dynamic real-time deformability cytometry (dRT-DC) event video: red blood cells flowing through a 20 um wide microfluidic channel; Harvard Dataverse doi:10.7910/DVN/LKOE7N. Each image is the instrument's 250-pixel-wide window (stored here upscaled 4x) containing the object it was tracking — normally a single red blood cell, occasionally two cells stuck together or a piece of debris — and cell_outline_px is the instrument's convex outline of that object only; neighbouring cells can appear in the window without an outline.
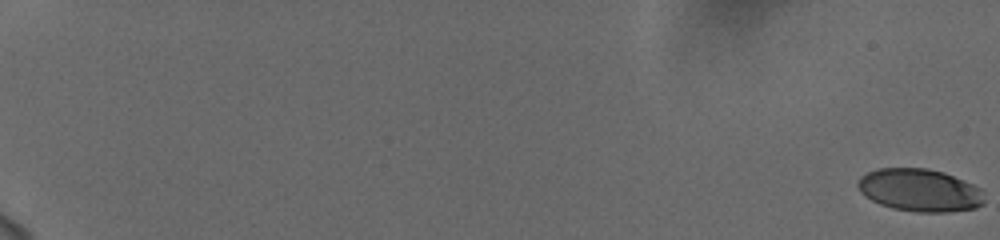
{"species": "human", "species_latin": "Homo sapiens", "temperature_condition": "cold", "stored_images_in_passage": 60, "camera_frame_rate_fps": 3000, "um_per_image_px": 0.085, "donor": {"sex": "female"}, "frame": {"image": 1, "passage_image": 1, "time_ms": 0.0, "image_size_px": [1000, 240], "cell_outline_px": [[984, 204], [976, 208], [948, 212], [916, 212], [892, 208], [880, 204], [864, 196], [860, 192], [856, 184], [860, 176], [876, 168], [928, 168], [944, 172], [964, 180], [980, 188], [984, 192]], "centroid_in_image_um": [78.18, 16.16], "position_along_channel_um": 6.8, "area_um2": 31.79}}
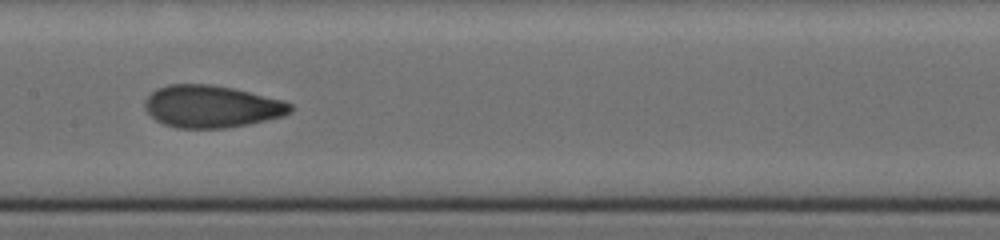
{"frame": {"image": 2, "passage_image": 35, "time_ms": 11.333, "image_size_px": [1000, 240], "cell_outline_px": [[292, 112], [284, 116], [248, 124], [224, 128], [176, 128], [164, 124], [156, 120], [144, 108], [144, 100], [156, 88], [168, 84], [212, 84], [232, 88], [284, 100], [292, 104]], "centroid_in_image_um": [17.98, 9.05], "position_along_channel_um": 189.4, "area_um2": 35.95}}
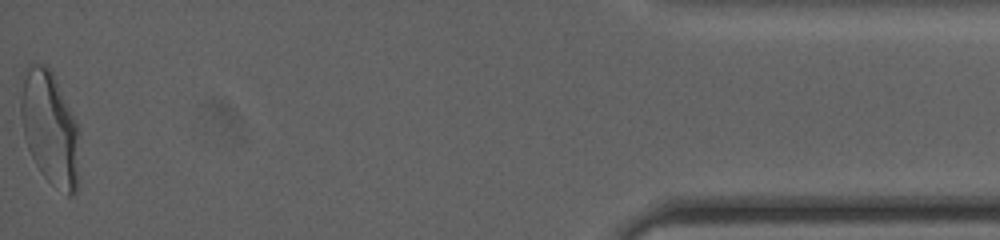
{"frame": {"image": 3, "passage_image": 60, "time_ms": 19.667, "image_size_px": [1000, 240], "cell_outline_px": [[80, 132], [76, 192], [72, 196], [68, 196], [48, 180], [40, 172], [28, 148], [24, 136], [20, 116], [20, 72], [28, 64], [44, 64], [52, 72], [80, 128]], "centroid_in_image_um": [4.21, 10.83], "position_along_channel_um": 431.0, "area_um2": 39.42}, "authors_computed_cell_mechanics": {"area_um2": 34.391, "velocity_mm_per_s": 3.7373, "shape_relaxation_time_tau1_ms": 6.1703, "shape_relaxation_time_tau2_ms": 1.268, "deformation_change_tau1": 0.195, "deformation_change_tau2": 0.0732}}